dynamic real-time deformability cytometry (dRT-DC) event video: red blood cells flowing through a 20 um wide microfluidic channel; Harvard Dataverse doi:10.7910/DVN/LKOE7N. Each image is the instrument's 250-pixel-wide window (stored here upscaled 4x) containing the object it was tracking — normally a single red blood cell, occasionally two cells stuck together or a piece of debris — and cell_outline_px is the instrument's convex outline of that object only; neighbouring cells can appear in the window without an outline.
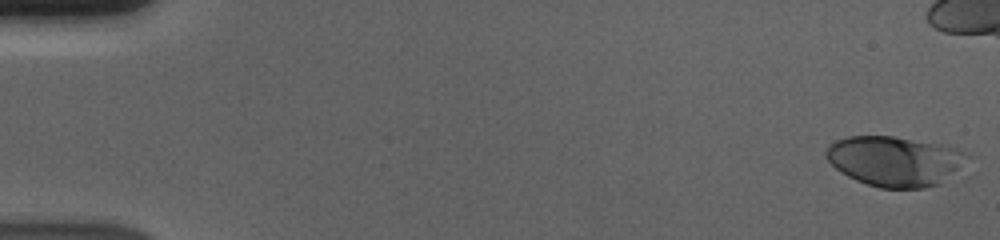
{"species": "human", "species_latin": "Homo sapiens", "temperature_condition": "cold", "stored_images_in_passage": 49, "camera_frame_rate_fps": 3000, "um_per_image_px": 0.085, "donor": {"sex": "male"}, "frame": {"image": 1, "passage_image": 1, "time_ms": 0.0, "image_size_px": [1000, 240], "cell_outline_px": [[972, 156], [940, 184], [924, 188], [880, 188], [856, 180], [848, 176], [836, 168], [824, 156], [824, 152], [828, 144], [836, 140], [848, 136], [892, 136], [956, 148]], "centroid_in_image_um": [76.02, 13.69], "position_along_channel_um": 9.0, "area_um2": 40.81}}
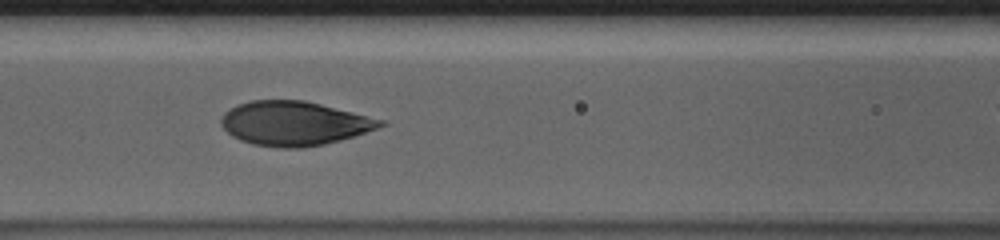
{"frame": {"image": 2, "passage_image": 25, "time_ms": 8.0, "image_size_px": [1000, 240], "cell_outline_px": [[388, 124], [340, 140], [324, 144], [300, 148], [280, 148], [252, 144], [240, 140], [232, 136], [220, 124], [220, 120], [224, 112], [240, 104], [252, 100], [304, 100], [384, 120]], "centroid_in_image_um": [24.97, 10.49], "position_along_channel_um": 141.6, "area_um2": 40.63}}
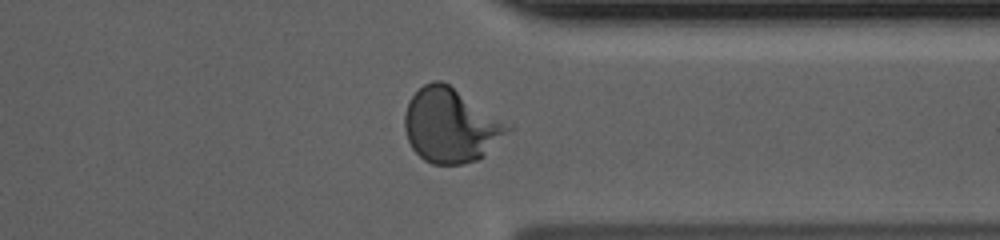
{"frame": {"image": 3, "passage_image": 44, "time_ms": 14.333, "image_size_px": [1000, 240], "cell_outline_px": [[516, 128], [484, 156], [476, 160], [464, 164], [432, 164], [424, 160], [412, 148], [408, 140], [404, 128], [404, 116], [408, 100], [424, 84], [432, 80], [440, 80], [448, 84], [512, 124]], "centroid_in_image_um": [38.36, 10.67], "position_along_channel_um": 373.0, "area_um2": 45.08}, "authors_computed_cell_mechanics": {"area_um2": 40.6912, "velocity_mm_per_s": 3.687, "shape_relaxation_time_tau1_ms": 3.98, "shape_relaxation_time_tau2_ms": null, "deformation_change_tau1": 0.1872, "deformation_change_tau2": null}}